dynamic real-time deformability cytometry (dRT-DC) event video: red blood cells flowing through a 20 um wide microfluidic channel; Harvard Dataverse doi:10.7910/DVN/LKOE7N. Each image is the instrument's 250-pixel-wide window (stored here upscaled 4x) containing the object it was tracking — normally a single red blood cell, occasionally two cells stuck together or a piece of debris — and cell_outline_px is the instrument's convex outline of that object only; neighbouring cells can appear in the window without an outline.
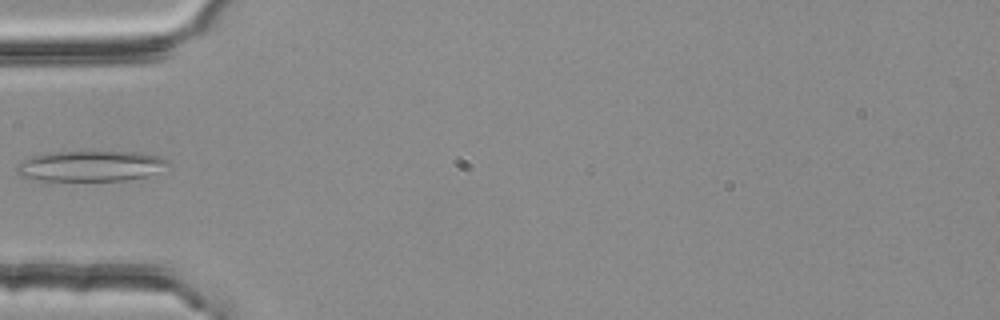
{"species": "common noctule bat (a hibernating species)", "species_latin": "Nyctalus noctula", "temperature_condition": "room temperature", "stored_images_in_passage": 2, "camera_frame_rate_fps": 3000, "um_per_image_px": 0.085, "animal": {"sex": "female", "body_mass_g": 25.1}, "frame": {"image": 1, "passage_image": 2, "time_ms": 0.333, "image_size_px": [1000, 320], "cell_outline_px": [[172, 164], [148, 176], [124, 180], [32, 180], [20, 176], [16, 172], [16, 164], [32, 156], [48, 152], [140, 152], [164, 156]], "centroid_in_image_um": [7.72, 14.1], "position_along_channel_um": 77.3, "area_um2": 27.17}}